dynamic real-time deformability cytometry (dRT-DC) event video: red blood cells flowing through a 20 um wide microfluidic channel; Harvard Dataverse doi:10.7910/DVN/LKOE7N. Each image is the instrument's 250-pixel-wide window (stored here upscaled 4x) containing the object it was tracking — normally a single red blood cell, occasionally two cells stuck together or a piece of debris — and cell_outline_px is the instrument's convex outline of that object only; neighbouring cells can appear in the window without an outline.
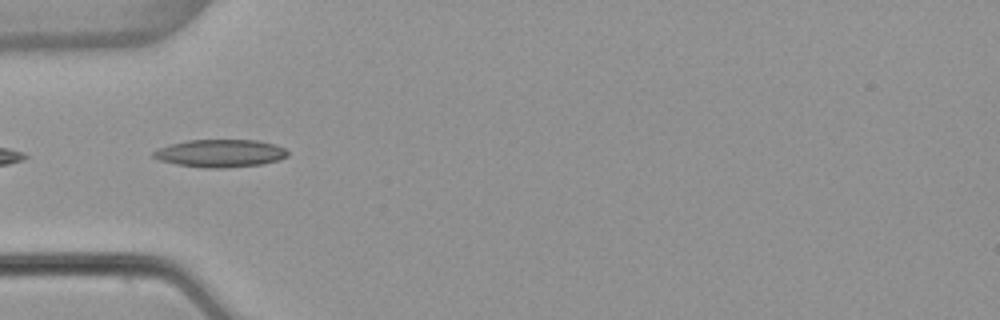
{"species": "common noctule bat (a hibernating species)", "species_latin": "Nyctalus noctula", "temperature_condition": "warm", "stored_images_in_passage": 22, "camera_frame_rate_fps": 3000, "um_per_image_px": 0.085, "animal": {"sex": "female", "body_mass_g": 22.7, "forearm_length_mm": 54.2}, "frame": {"image": 1, "passage_image": 7, "time_ms": 2.0, "image_size_px": [1000, 320], "cell_outline_px": [[288, 156], [280, 160], [264, 164], [224, 168], [204, 168], [176, 164], [160, 160], [152, 156], [152, 152], [156, 148], [188, 140], [256, 140], [276, 144], [284, 148], [288, 152]], "centroid_in_image_um": [18.74, 13.03], "position_along_channel_um": 66.3, "area_um2": 21.85}}